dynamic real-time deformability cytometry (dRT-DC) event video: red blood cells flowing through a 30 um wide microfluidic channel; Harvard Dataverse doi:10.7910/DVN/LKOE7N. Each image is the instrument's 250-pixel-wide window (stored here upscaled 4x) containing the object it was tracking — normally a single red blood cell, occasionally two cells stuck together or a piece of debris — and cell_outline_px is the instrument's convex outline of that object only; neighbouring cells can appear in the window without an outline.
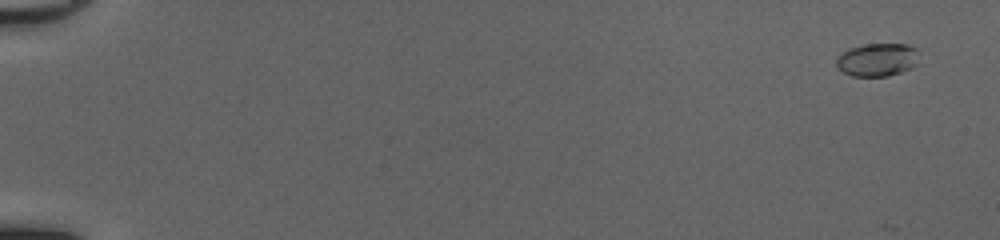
{"species": "common noctule bat (a hibernating species)", "species_latin": "Nyctalus noctula", "temperature_condition": "cold", "stored_images_in_passage": 53, "camera_frame_rate_fps": 3000, "um_per_image_px": 0.085, "animal": {"sex": "female", "body_mass_g": 20.0, "forearm_length_mm": 54.0}, "frame": {"image": 1, "passage_image": 3, "time_ms": 0.667, "image_size_px": [1000, 240], "cell_outline_px": [[916, 64], [912, 68], [888, 76], [852, 76], [844, 72], [836, 64], [836, 60], [840, 52], [848, 48], [864, 44], [908, 44], [916, 48]], "centroid_in_image_um": [74.54, 5.06], "position_along_channel_um": 10.5, "area_um2": 15.9}}
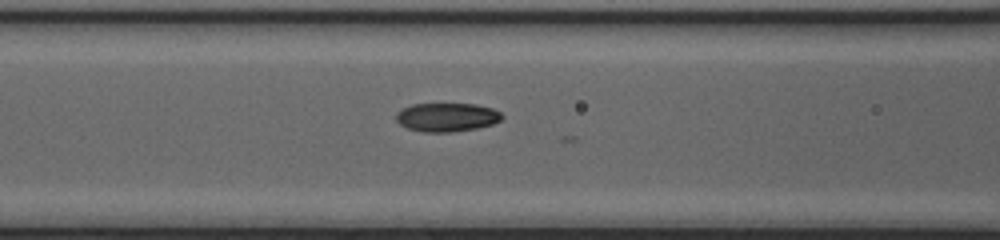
{"frame": {"image": 2, "passage_image": 25, "time_ms": 8.0, "image_size_px": [1000, 240], "cell_outline_px": [[504, 116], [500, 120], [492, 124], [476, 128], [452, 132], [420, 132], [408, 128], [400, 124], [396, 120], [396, 112], [412, 104], [476, 104], [492, 108], [500, 112]], "centroid_in_image_um": [37.97, 9.96], "position_along_channel_um": 128.6, "area_um2": 17.69}}
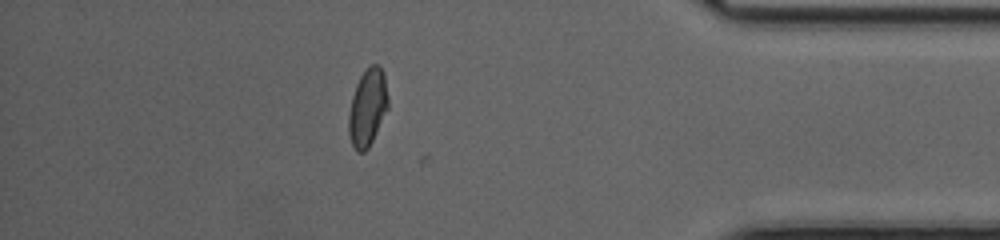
{"frame": {"image": 3, "passage_image": 47, "time_ms": 15.333, "image_size_px": [1000, 240], "cell_outline_px": [[388, 108], [368, 148], [364, 152], [356, 152], [352, 144], [348, 132], [348, 112], [352, 96], [356, 84], [360, 76], [372, 64], [380, 64], [384, 72], [388, 96]], "centroid_in_image_um": [31.24, 9.12], "position_along_channel_um": 404.0, "area_um2": 17.8}, "authors_computed_cell_mechanics": {"area_um2": 16.762, "velocity_mm_per_s": 4.1472, "shape_relaxation_time_tau1_ms": null, "shape_relaxation_time_tau2_ms": 1.194, "deformation_change_tau1": null, "deformation_change_tau2": 0.049}}